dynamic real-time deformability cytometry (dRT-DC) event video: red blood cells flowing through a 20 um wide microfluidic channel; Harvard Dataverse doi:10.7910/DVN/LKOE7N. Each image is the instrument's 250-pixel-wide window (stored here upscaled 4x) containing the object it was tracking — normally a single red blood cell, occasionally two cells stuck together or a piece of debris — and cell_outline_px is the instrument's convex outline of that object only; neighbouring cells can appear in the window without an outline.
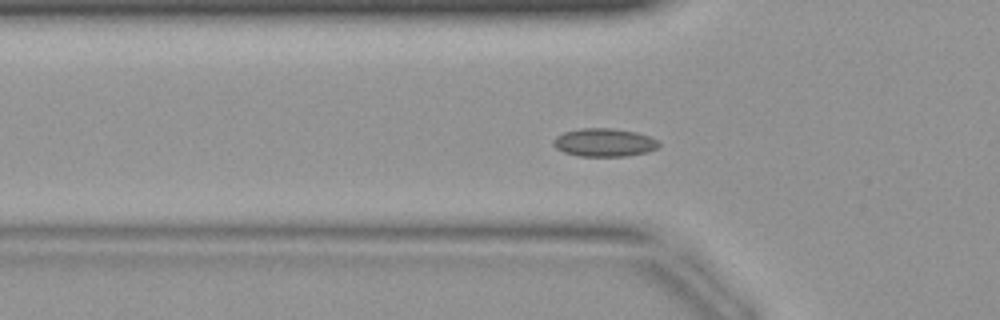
{"species": "common noctule bat (a hibernating species)", "species_latin": "Nyctalus noctula", "temperature_condition": "warm", "stored_images_in_passage": 44, "camera_frame_rate_fps": 3000, "um_per_image_px": 0.085, "animal": {"sex": "female", "body_mass_g": 19.9}, "frame": {"image": 1, "passage_image": 15, "time_ms": 4.667, "image_size_px": [1000, 320], "cell_outline_px": [[660, 144], [656, 148], [648, 152], [628, 156], [580, 156], [564, 152], [556, 148], [552, 144], [552, 140], [556, 136], [564, 132], [580, 128], [612, 128], [636, 132], [648, 136], [656, 140]], "centroid_in_image_um": [51.33, 12.11], "position_along_channel_um": 74.5, "area_um2": 17.34}}
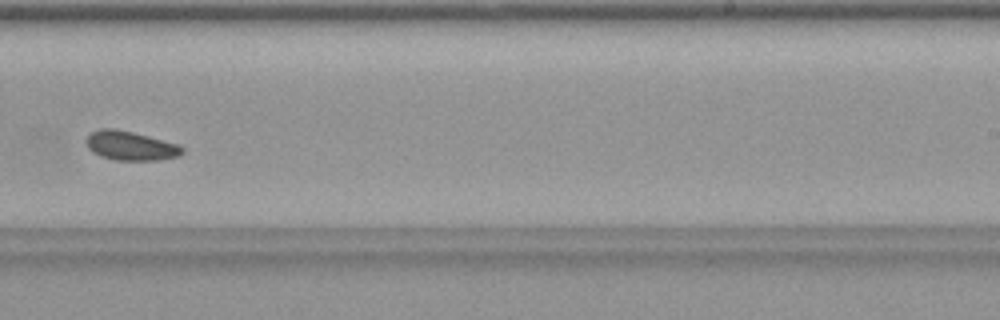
{"frame": {"image": 2, "passage_image": 28, "time_ms": 9.0, "image_size_px": [1000, 320], "cell_outline_px": [[184, 152], [180, 156], [156, 160], [116, 160], [100, 156], [92, 152], [84, 144], [84, 140], [88, 132], [100, 128], [112, 128], [132, 132], [180, 144], [184, 148]], "centroid_in_image_um": [11.05, 12.38], "position_along_channel_um": 277.9, "area_um2": 16.65}}
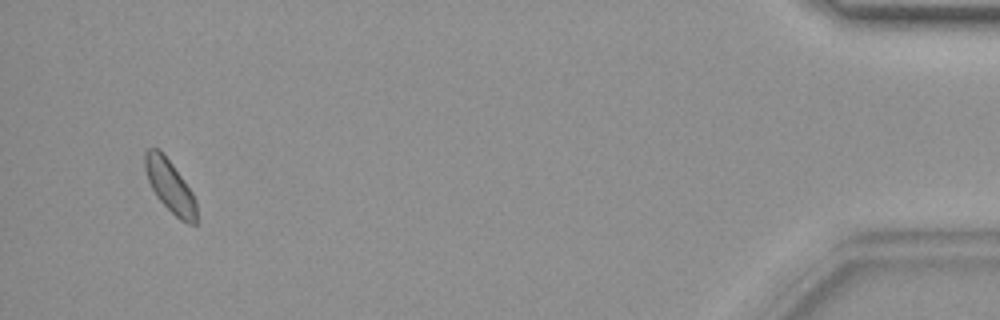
{"frame": {"image": 3, "passage_image": 42, "time_ms": 13.667, "image_size_px": [1000, 320], "cell_outline_px": [[196, 224], [188, 224], [180, 220], [156, 196], [148, 180], [144, 168], [144, 152], [148, 148], [160, 148], [172, 164], [192, 192], [196, 200]], "centroid_in_image_um": [14.43, 15.79], "position_along_channel_um": 420.8, "area_um2": 15.66}}